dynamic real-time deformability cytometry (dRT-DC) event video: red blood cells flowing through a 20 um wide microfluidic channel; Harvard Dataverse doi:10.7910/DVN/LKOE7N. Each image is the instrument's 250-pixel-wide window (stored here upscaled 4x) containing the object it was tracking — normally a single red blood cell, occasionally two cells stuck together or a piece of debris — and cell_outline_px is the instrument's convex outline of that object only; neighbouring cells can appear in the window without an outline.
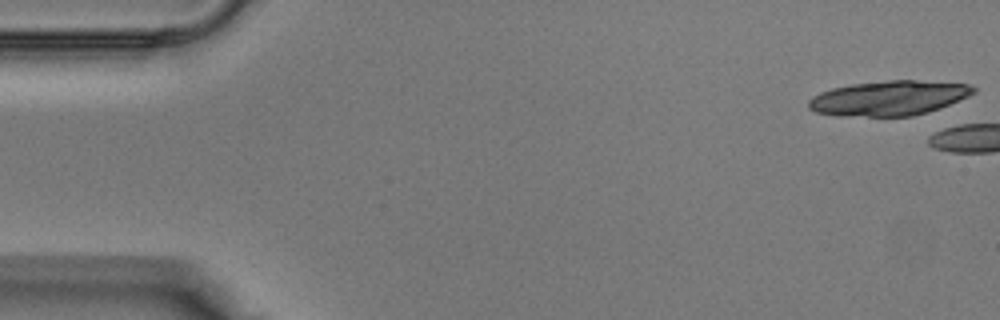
{"species": "Egyptian fruit bat (a non-hibernating species)", "species_latin": "Rousettus aegyptiacus", "temperature_condition": "warm", "stored_images_in_passage": 6, "camera_frame_rate_fps": 3000, "um_per_image_px": 0.085, "animal": {"sex": "male"}, "frame": {"image": 1, "passage_image": 1, "time_ms": 0.0, "image_size_px": [1000, 320], "cell_outline_px": [[976, 92], [968, 96], [940, 108], [928, 112], [912, 116], [840, 116], [816, 112], [808, 108], [808, 100], [812, 96], [820, 92], [832, 88], [852, 84], [888, 80], [916, 80], [972, 84], [976, 88]], "centroid_in_image_um": [75.56, 8.33], "position_along_channel_um": 9.4, "area_um2": 33.58}}